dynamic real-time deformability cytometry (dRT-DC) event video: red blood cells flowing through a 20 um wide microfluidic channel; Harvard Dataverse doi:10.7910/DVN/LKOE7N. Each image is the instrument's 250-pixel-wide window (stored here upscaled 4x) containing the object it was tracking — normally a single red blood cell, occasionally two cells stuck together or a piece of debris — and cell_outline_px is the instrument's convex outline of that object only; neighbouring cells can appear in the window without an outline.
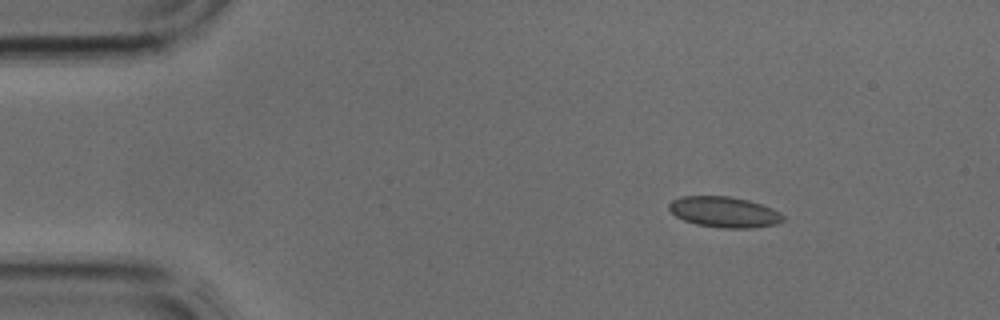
{"species": "common noctule bat (a hibernating species)", "species_latin": "Nyctalus noctula", "temperature_condition": "cold", "stored_images_in_passage": 3, "camera_frame_rate_fps": 3000, "um_per_image_px": 0.085, "animal": {"sex": "male", "body_mass_g": 17.9, "forearm_length_mm": 54.2}, "frame": {"image": 1, "passage_image": 1, "time_ms": 0.0, "image_size_px": [1000, 320], "cell_outline_px": [[784, 220], [776, 224], [752, 228], [720, 228], [696, 224], [684, 220], [676, 216], [668, 208], [668, 204], [672, 200], [684, 196], [728, 196], [748, 200], [772, 208], [780, 212], [784, 216]], "centroid_in_image_um": [61.56, 18.02], "position_along_channel_um": 23.4, "area_um2": 20.4}}
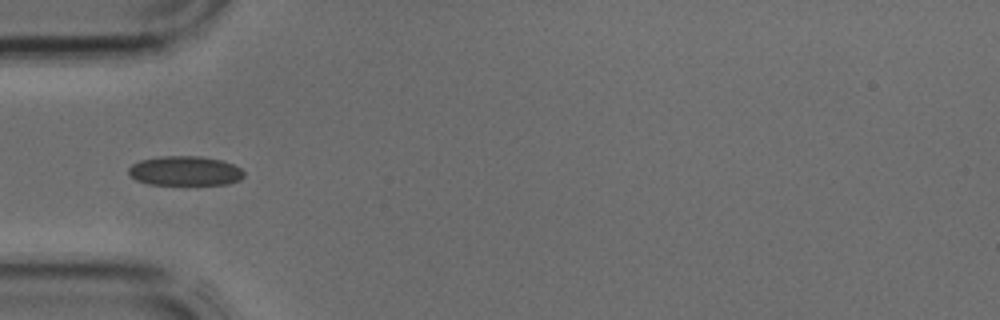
{"frame": {"image": 2, "passage_image": 3, "time_ms": 0.667, "image_size_px": [1000, 320], "cell_outline_px": [[244, 176], [240, 180], [228, 184], [148, 184], [136, 180], [128, 172], [128, 168], [132, 164], [140, 160], [164, 156], [200, 156], [220, 160], [232, 164], [240, 168], [244, 172]], "centroid_in_image_um": [15.73, 14.52], "position_along_channel_um": 69.3, "area_um2": 19.71}}